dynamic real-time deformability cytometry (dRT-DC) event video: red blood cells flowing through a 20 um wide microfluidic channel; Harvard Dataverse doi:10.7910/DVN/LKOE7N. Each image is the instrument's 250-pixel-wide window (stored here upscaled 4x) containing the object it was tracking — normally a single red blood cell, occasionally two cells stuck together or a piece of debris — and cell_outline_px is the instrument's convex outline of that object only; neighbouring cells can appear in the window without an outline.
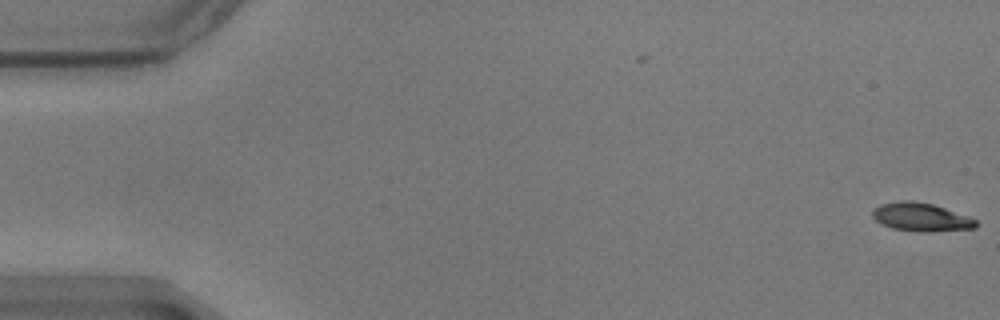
{"species": "common noctule bat (a hibernating species)", "species_latin": "Nyctalus noctula", "temperature_condition": "warm", "stored_images_in_passage": 58, "camera_frame_rate_fps": 3000, "um_per_image_px": 0.085, "animal": {"sex": "male", "body_mass_g": 17.9}, "frame": {"image": 1, "passage_image": 1, "time_ms": 0.0, "image_size_px": [1000, 320], "cell_outline_px": [[976, 228], [928, 232], [920, 232], [892, 228], [880, 224], [872, 216], [872, 208], [880, 204], [900, 200], [912, 200], [932, 204], [968, 216], [976, 220]], "centroid_in_image_um": [78.23, 18.45], "position_along_channel_um": 6.8, "area_um2": 17.17}}
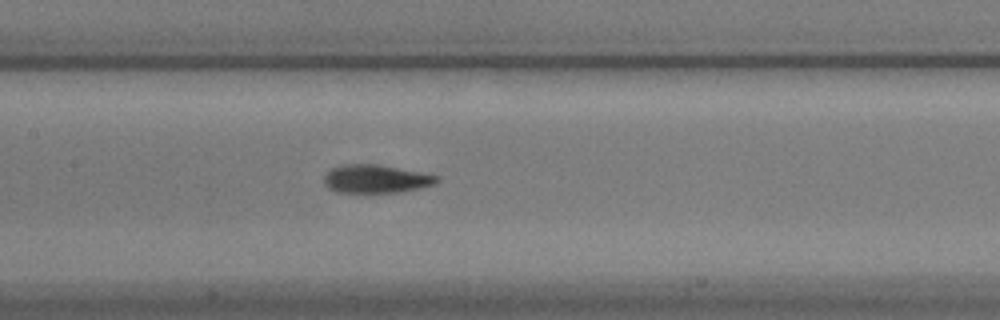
{"frame": {"image": 2, "passage_image": 28, "time_ms": 9.0, "image_size_px": [1000, 320], "cell_outline_px": [[440, 180], [436, 184], [420, 188], [400, 192], [336, 192], [328, 188], [324, 184], [324, 176], [332, 168], [340, 164], [376, 164], [440, 176]], "centroid_in_image_um": [31.95, 15.21], "position_along_channel_um": 175.4, "area_um2": 18.55}}
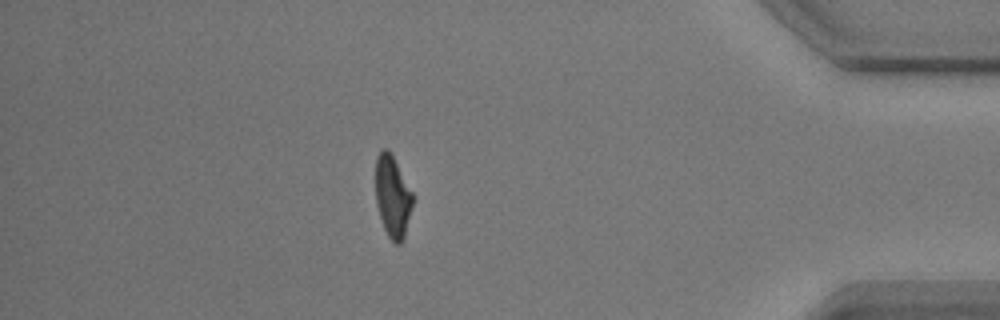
{"frame": {"image": 3, "passage_image": 51, "time_ms": 16.667, "image_size_px": [1000, 320], "cell_outline_px": [[412, 204], [404, 236], [400, 244], [396, 244], [388, 236], [384, 228], [380, 216], [376, 200], [376, 156], [380, 148], [388, 148], [412, 192]], "centroid_in_image_um": [33.34, 16.66], "position_along_channel_um": 401.9, "area_um2": 17.28}, "authors_computed_cell_mechanics": {"area_um2": 18.2648, "velocity_mm_per_s": 3.4922, "shape_relaxation_time_tau1_ms": 5.0308, "shape_relaxation_time_tau2_ms": 2.0302, "deformation_change_tau1": 0.1972, "deformation_change_tau2": 0.0835}}